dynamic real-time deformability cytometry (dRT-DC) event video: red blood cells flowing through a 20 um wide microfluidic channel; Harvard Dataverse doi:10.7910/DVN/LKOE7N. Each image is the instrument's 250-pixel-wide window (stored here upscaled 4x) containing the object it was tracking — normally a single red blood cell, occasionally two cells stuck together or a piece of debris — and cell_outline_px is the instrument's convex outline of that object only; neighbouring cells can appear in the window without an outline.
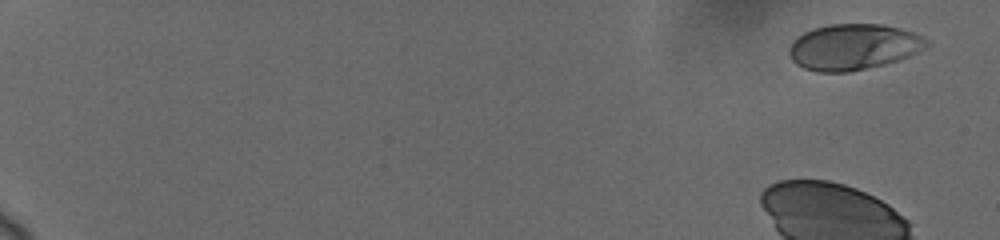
{"species": "human", "species_latin": "Homo sapiens", "temperature_condition": "cold", "stored_images_in_passage": 13, "camera_frame_rate_fps": 3000, "um_per_image_px": 0.085, "donor": {"sex": "female"}, "frame": {"image": 1, "passage_image": 1, "time_ms": 0.0, "image_size_px": [1000, 240], "cell_outline_px": [[932, 44], [928, 48], [908, 56], [884, 64], [848, 72], [816, 72], [804, 68], [796, 64], [792, 60], [788, 52], [788, 48], [792, 40], [804, 32], [812, 28], [828, 24], [884, 24], [900, 28], [912, 32], [928, 40]], "centroid_in_image_um": [72.53, 3.98], "position_along_channel_um": 12.5, "area_um2": 37.05}}